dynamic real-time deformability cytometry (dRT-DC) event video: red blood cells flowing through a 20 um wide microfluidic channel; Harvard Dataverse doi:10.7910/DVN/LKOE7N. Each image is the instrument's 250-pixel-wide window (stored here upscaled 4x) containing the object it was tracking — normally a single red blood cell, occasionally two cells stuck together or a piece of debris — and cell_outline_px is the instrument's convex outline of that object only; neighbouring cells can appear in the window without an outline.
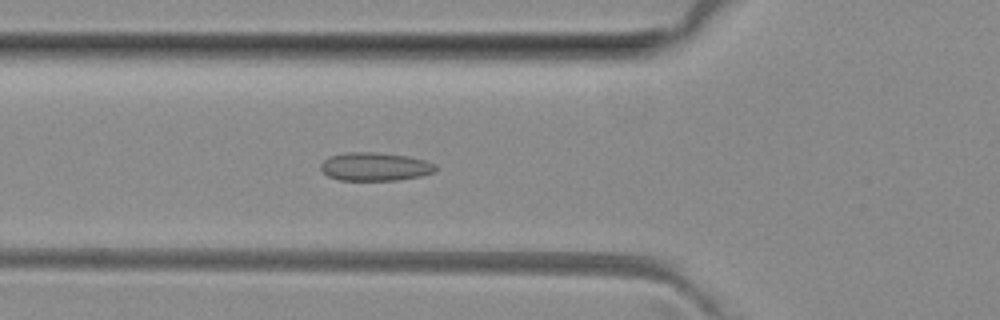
{"species": "common noctule bat (a hibernating species)", "species_latin": "Nyctalus noctula", "temperature_condition": "room temperature", "stored_images_in_passage": 51, "camera_frame_rate_fps": 3000, "um_per_image_px": 0.085, "animal": {"sex": "female", "body_mass_g": 29.2, "forearm_length_mm": 56.3}, "frame": {"image": 1, "passage_image": 18, "time_ms": 5.667, "image_size_px": [1000, 320], "cell_outline_px": [[440, 168], [436, 172], [420, 176], [396, 180], [340, 180], [328, 176], [320, 168], [320, 164], [328, 156], [348, 152], [376, 152], [408, 156], [424, 160], [436, 164]], "centroid_in_image_um": [31.91, 14.16], "position_along_channel_um": 93.9, "area_um2": 19.13}}
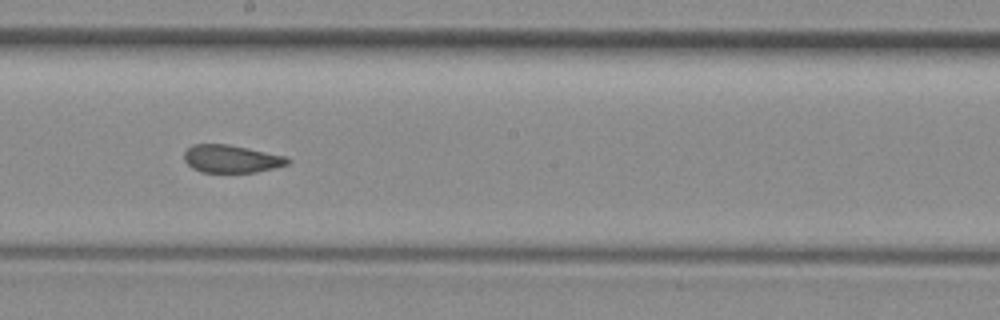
{"frame": {"image": 2, "passage_image": 28, "time_ms": 9.0, "image_size_px": [1000, 320], "cell_outline_px": [[292, 160], [288, 164], [256, 172], [200, 172], [192, 168], [184, 160], [184, 152], [192, 144], [228, 144], [288, 156]], "centroid_in_image_um": [19.67, 13.49], "position_along_channel_um": 228.5, "area_um2": 16.82}}
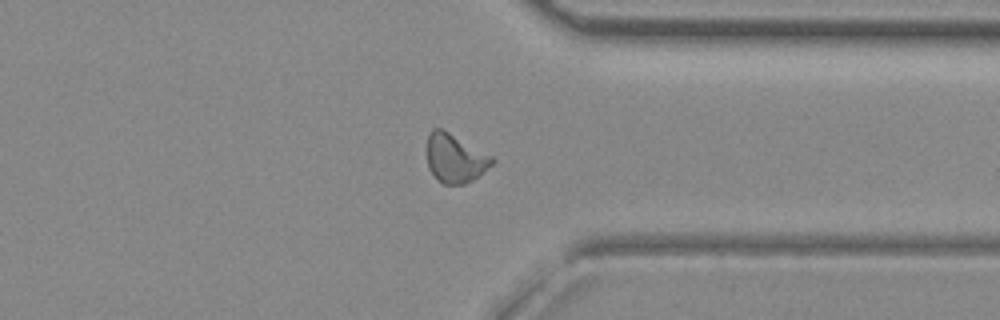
{"frame": {"image": 3, "passage_image": 39, "time_ms": 12.667, "image_size_px": [1000, 320], "cell_outline_px": [[496, 160], [492, 164], [472, 180], [464, 184], [444, 184], [428, 168], [428, 132], [432, 128], [440, 128], [448, 132], [492, 156]], "centroid_in_image_um": [38.67, 13.44], "position_along_channel_um": 372.7, "area_um2": 17.98}, "authors_computed_cell_mechanics": {"area_um2": 17.9758, "velocity_mm_per_s": 4.0362, "shape_relaxation_time_tau1_ms": null, "shape_relaxation_time_tau2_ms": 1.1523, "deformation_change_tau1": null, "deformation_change_tau2": 0.0826}}